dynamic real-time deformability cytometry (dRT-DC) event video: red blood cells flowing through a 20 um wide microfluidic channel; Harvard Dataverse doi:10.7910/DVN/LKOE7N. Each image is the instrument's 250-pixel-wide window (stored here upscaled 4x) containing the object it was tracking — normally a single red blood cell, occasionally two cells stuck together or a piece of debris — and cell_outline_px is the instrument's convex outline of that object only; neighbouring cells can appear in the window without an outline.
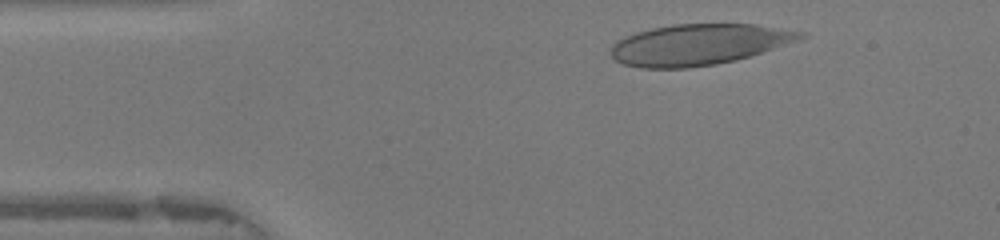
{"species": "human", "species_latin": "Homo sapiens", "temperature_condition": "warm", "stored_images_in_passage": 35, "camera_frame_rate_fps": 3000, "um_per_image_px": 0.085, "donor": {"sex": "female"}, "frame": {"image": 1, "passage_image": 4, "time_ms": 1.0, "image_size_px": [1000, 240], "cell_outline_px": [[808, 36], [800, 40], [736, 60], [716, 64], [688, 68], [640, 68], [624, 64], [616, 60], [612, 56], [612, 44], [616, 40], [624, 36], [636, 32], [652, 28], [672, 24], [756, 24], [808, 32]], "centroid_in_image_um": [59.42, 3.78], "position_along_channel_um": 25.6, "area_um2": 45.43}}
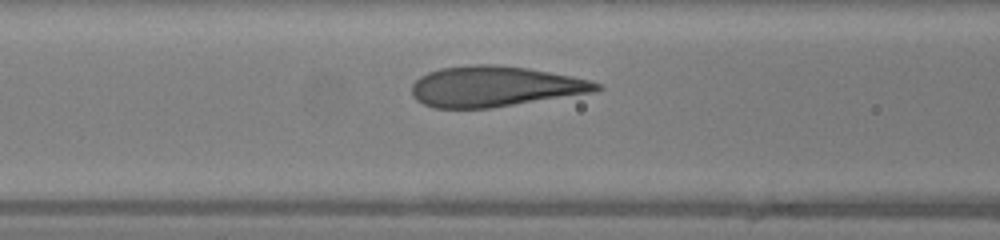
{"frame": {"image": 2, "passage_image": 15, "time_ms": 4.667, "image_size_px": [1000, 240], "cell_outline_px": [[604, 88], [592, 92], [492, 108], [432, 108], [416, 100], [412, 96], [412, 84], [420, 76], [428, 72], [440, 68], [472, 64], [496, 64], [528, 68], [572, 76], [592, 80], [600, 84]], "centroid_in_image_um": [42.03, 7.34], "position_along_channel_um": 124.6, "area_um2": 43.75}}
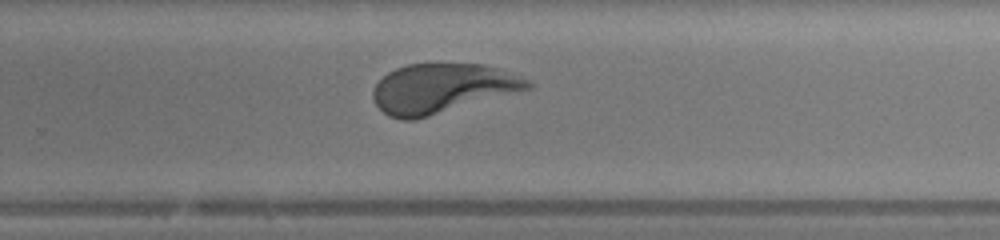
{"frame": {"image": 3, "passage_image": 27, "time_ms": 8.667, "image_size_px": [1000, 240], "cell_outline_px": [[536, 84], [532, 88], [428, 116], [412, 120], [400, 120], [388, 116], [372, 100], [372, 92], [376, 84], [388, 72], [396, 68], [408, 64], [480, 64], [496, 68], [532, 80]], "centroid_in_image_um": [37.57, 7.51], "position_along_channel_um": 292.2, "area_um2": 44.27}}